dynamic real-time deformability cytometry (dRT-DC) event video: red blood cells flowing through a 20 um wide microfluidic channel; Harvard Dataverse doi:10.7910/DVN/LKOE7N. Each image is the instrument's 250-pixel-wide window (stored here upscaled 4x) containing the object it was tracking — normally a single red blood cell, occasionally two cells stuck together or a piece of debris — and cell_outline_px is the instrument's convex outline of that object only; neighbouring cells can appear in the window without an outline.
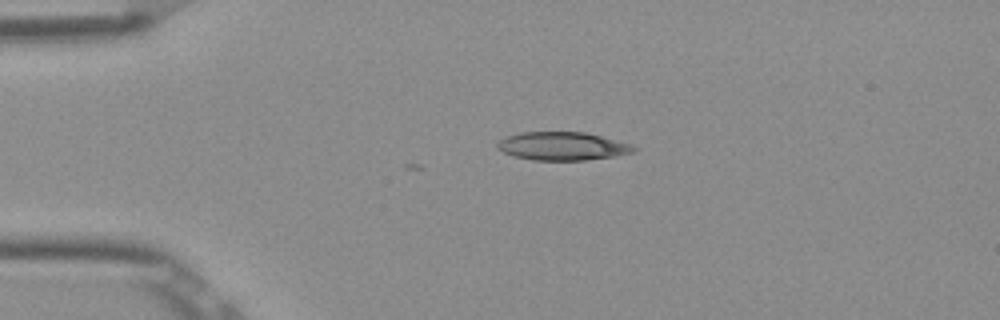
{"species": "Egyptian fruit bat (a non-hibernating species)", "species_latin": "Rousettus aegyptiacus", "temperature_condition": "room temperature", "stored_images_in_passage": 16, "camera_frame_rate_fps": 3000, "um_per_image_px": 0.085, "frame": {"image": 1, "passage_image": 1, "time_ms": 0.0, "image_size_px": [1000, 320], "cell_outline_px": [[636, 152], [616, 156], [584, 160], [532, 160], [512, 156], [496, 148], [496, 144], [500, 140], [508, 136], [520, 132], [584, 132], [600, 136], [628, 144], [636, 148]], "centroid_in_image_um": [47.77, 12.43], "position_along_channel_um": 37.2, "area_um2": 22.31}}
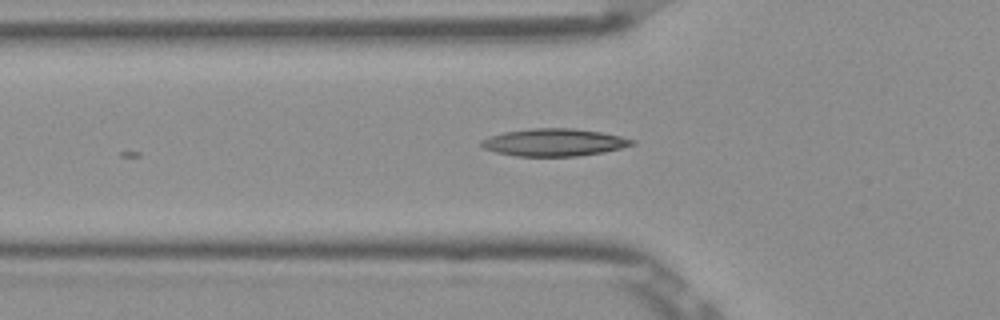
{"frame": {"image": 2, "passage_image": 7, "time_ms": 2.0, "image_size_px": [1000, 320], "cell_outline_px": [[636, 144], [604, 152], [576, 156], [516, 156], [496, 152], [484, 148], [480, 144], [480, 140], [488, 136], [504, 132], [532, 128], [572, 128], [600, 132], [620, 136], [636, 140]], "centroid_in_image_um": [47.09, 12.1], "position_along_channel_um": 78.7, "area_um2": 24.1}}
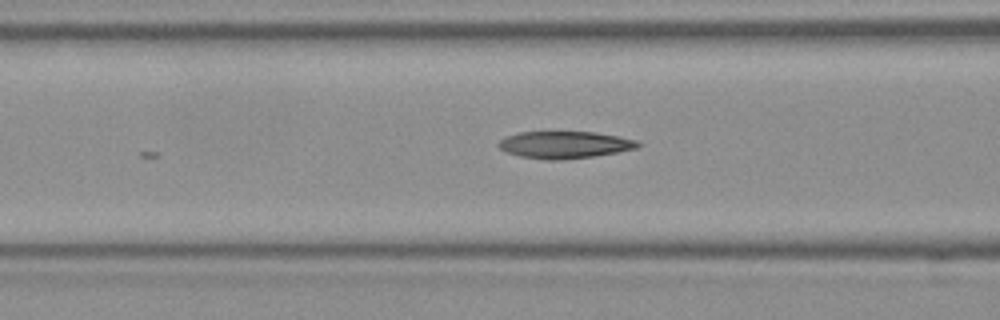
{"frame": {"image": 3, "passage_image": 10, "time_ms": 3.0, "image_size_px": [1000, 320], "cell_outline_px": [[644, 144], [636, 148], [616, 152], [592, 156], [564, 160], [544, 160], [520, 156], [504, 152], [496, 144], [504, 136], [520, 132], [596, 132], [620, 136], [636, 140]], "centroid_in_image_um": [47.97, 12.3], "position_along_channel_um": 118.6, "area_um2": 22.2}}